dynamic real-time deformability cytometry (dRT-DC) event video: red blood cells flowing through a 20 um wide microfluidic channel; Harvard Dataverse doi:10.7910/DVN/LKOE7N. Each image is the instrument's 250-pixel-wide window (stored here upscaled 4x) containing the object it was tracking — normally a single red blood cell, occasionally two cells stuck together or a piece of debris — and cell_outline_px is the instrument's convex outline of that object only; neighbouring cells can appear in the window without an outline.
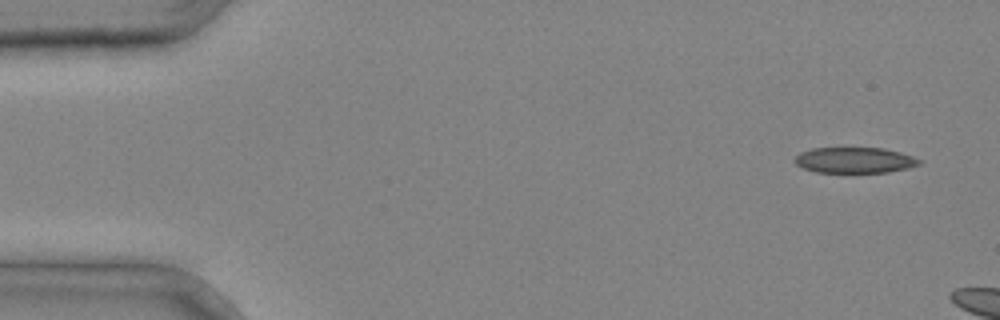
{"species": "common noctule bat (a hibernating species)", "species_latin": "Nyctalus noctula", "temperature_condition": "cold", "stored_images_in_passage": 2, "camera_frame_rate_fps": 3000, "um_per_image_px": 0.085, "animal": {"sex": "male", "body_mass_g": 20.4}, "frame": {"image": 1, "passage_image": 1, "time_ms": 0.0, "image_size_px": [1000, 320], "cell_outline_px": [[924, 160], [920, 164], [908, 168], [888, 172], [816, 172], [804, 168], [796, 164], [792, 160], [800, 152], [812, 148], [884, 148], [900, 152]], "centroid_in_image_um": [72.65, 13.61], "position_along_channel_um": 12.3, "area_um2": 18.73}}